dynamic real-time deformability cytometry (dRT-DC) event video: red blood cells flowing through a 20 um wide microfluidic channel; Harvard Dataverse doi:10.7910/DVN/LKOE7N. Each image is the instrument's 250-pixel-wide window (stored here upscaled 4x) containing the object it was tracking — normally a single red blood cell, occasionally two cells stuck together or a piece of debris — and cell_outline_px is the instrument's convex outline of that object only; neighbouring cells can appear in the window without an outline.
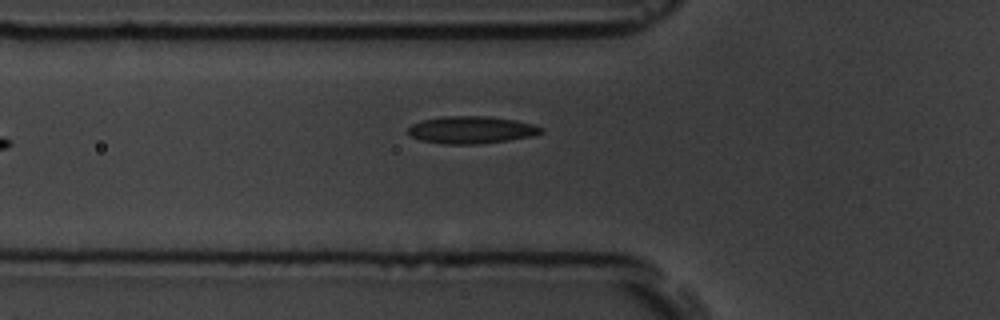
{"species": "common noctule bat (a hibernating species)", "species_latin": "Nyctalus noctula", "temperature_condition": "room temperature", "stored_images_in_passage": 3, "camera_frame_rate_fps": 3000, "um_per_image_px": 0.085, "animal": {"sex": "male", "body_mass_g": 19.5, "forearm_length_mm": 54.6}, "frame": {"image": 1, "passage_image": 3, "time_ms": 2.0, "image_size_px": [1000, 320], "cell_outline_px": [[544, 132], [532, 136], [508, 140], [476, 144], [444, 144], [420, 140], [412, 136], [408, 132], [408, 128], [412, 124], [424, 120], [440, 116], [488, 116], [516, 120], [532, 124], [544, 128]], "centroid_in_image_um": [40.08, 11.03], "position_along_channel_um": 85.7, "area_um2": 21.15}}